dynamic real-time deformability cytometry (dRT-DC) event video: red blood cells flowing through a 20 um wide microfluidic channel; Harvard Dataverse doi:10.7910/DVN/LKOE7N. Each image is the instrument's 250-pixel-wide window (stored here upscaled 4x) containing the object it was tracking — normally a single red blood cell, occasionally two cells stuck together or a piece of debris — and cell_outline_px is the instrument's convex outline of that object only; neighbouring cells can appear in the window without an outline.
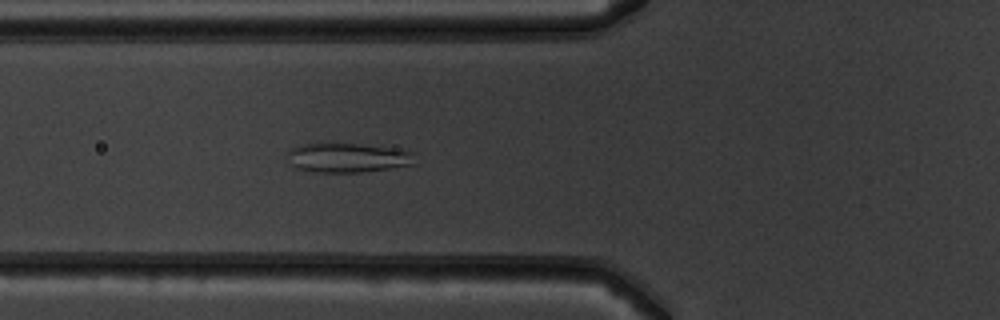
{"species": "common noctule bat (a hibernating species)", "species_latin": "Nyctalus noctula", "temperature_condition": "warm", "stored_images_in_passage": 53, "camera_frame_rate_fps": 3000, "um_per_image_px": 0.085, "animal": {"sex": "male", "body_mass_g": 19.5, "forearm_length_mm": 54.6}, "frame": {"image": 1, "passage_image": 21, "time_ms": 6.667, "image_size_px": [1000, 320], "cell_outline_px": [[416, 164], [360, 172], [312, 172], [296, 168], [292, 164], [288, 152], [292, 148], [304, 144], [332, 140], [392, 148], [412, 152]], "centroid_in_image_um": [29.52, 13.37], "position_along_channel_um": 96.3, "area_um2": 22.25}}
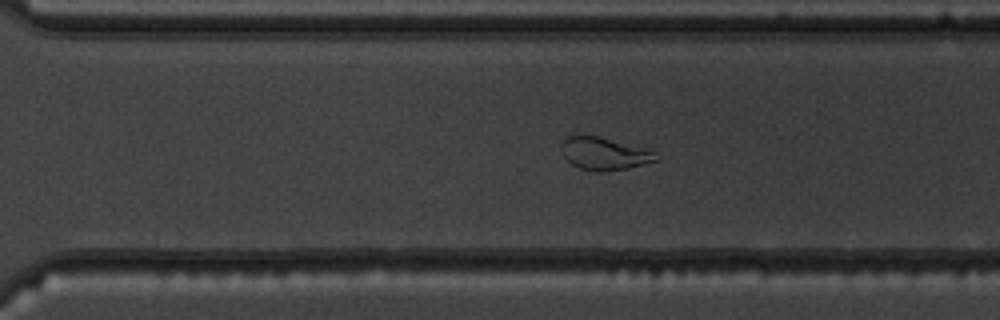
{"frame": {"image": 2, "passage_image": 38, "time_ms": 12.333, "image_size_px": [1000, 320], "cell_outline_px": [[660, 160], [628, 168], [604, 172], [596, 172], [580, 168], [572, 164], [564, 156], [560, 144], [568, 136], [596, 136], [656, 148], [660, 156]], "centroid_in_image_um": [51.52, 13.05], "position_along_channel_um": 319.1, "area_um2": 18.61}}
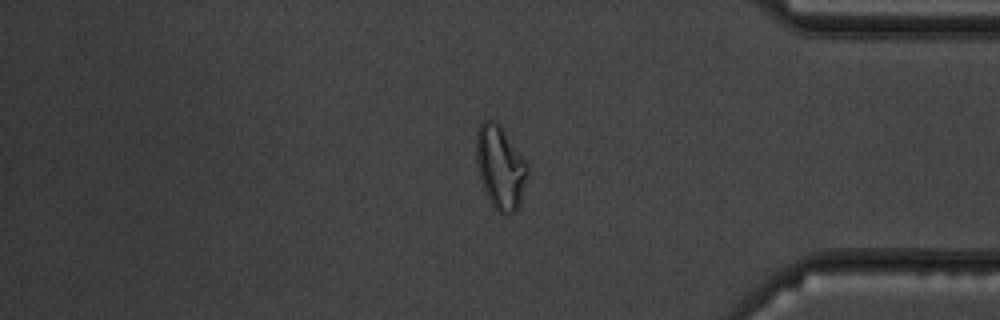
{"frame": {"image": 3, "passage_image": 45, "time_ms": 14.667, "image_size_px": [1000, 320], "cell_outline_px": [[528, 172], [520, 204], [508, 216], [504, 216], [496, 212], [480, 180], [476, 164], [476, 132], [480, 124], [484, 120], [496, 120], [500, 124], [528, 164]], "centroid_in_image_um": [42.51, 14.21], "position_along_channel_um": 392.7, "area_um2": 25.03}, "authors_computed_cell_mechanics": {"area_um2": 26.299, "velocity_mm_per_s": 3.9371, "shape_relaxation_time_tau1_ms": null, "shape_relaxation_time_tau2_ms": 1.2737, "deformation_change_tau1": null, "deformation_change_tau2": 0.0626}}